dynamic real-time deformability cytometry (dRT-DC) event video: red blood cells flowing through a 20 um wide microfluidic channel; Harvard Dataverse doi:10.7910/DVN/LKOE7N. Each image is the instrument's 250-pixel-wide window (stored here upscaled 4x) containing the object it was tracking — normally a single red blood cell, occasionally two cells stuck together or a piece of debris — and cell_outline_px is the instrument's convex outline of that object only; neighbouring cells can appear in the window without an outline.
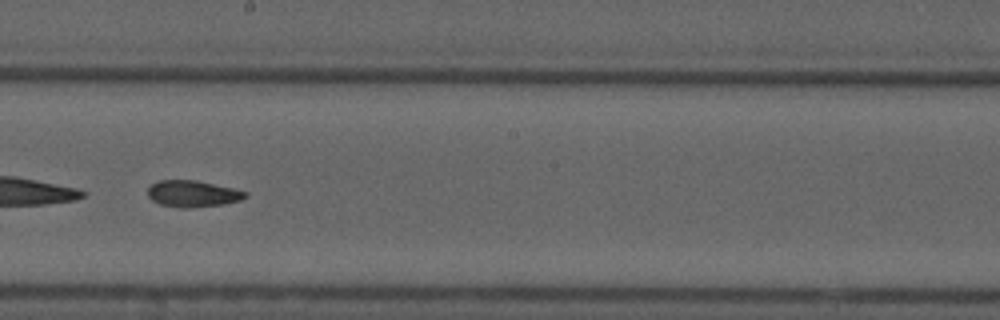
{"species": "common noctule bat (a hibernating species)", "species_latin": "Nyctalus noctula", "temperature_condition": "cold", "stored_images_in_passage": 10, "segment_of_instrument_passage": [2, 2], "camera_frame_rate_fps": 3000, "um_per_image_px": 0.085, "animal": {"sex": "male", "forearm_length_mm": 52.5}, "frame": {"image": 1, "passage_image": 9, "time_ms": 10.333, "image_size_px": [1000, 320], "cell_outline_px": [[248, 196], [240, 200], [224, 204], [188, 208], [184, 208], [160, 204], [152, 200], [148, 196], [148, 188], [156, 180], [196, 180], [232, 188], [248, 192]], "centroid_in_image_um": [16.38, 16.46], "position_along_channel_um": 231.8, "area_um2": 15.03}}
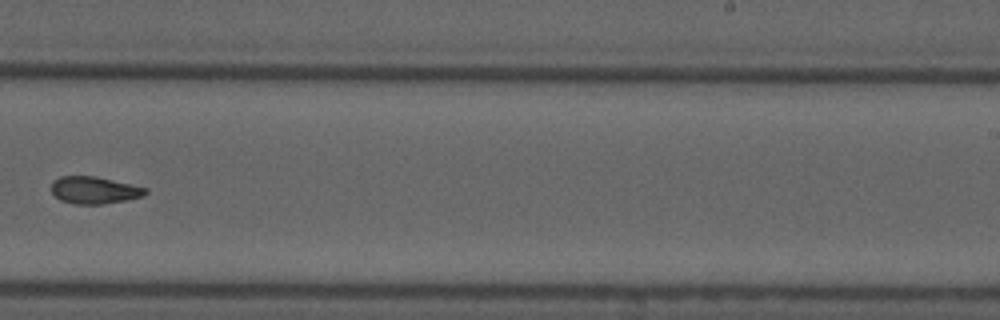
{"frame": {"image": 2, "passage_image": 10, "time_ms": 11.667, "image_size_px": [1000, 320], "cell_outline_px": [[148, 192], [144, 196], [128, 200], [100, 204], [72, 204], [60, 200], [52, 192], [52, 180], [60, 176], [96, 176], [148, 188]], "centroid_in_image_um": [8.03, 16.16], "position_along_channel_um": 281.0, "area_um2": 15.03}}